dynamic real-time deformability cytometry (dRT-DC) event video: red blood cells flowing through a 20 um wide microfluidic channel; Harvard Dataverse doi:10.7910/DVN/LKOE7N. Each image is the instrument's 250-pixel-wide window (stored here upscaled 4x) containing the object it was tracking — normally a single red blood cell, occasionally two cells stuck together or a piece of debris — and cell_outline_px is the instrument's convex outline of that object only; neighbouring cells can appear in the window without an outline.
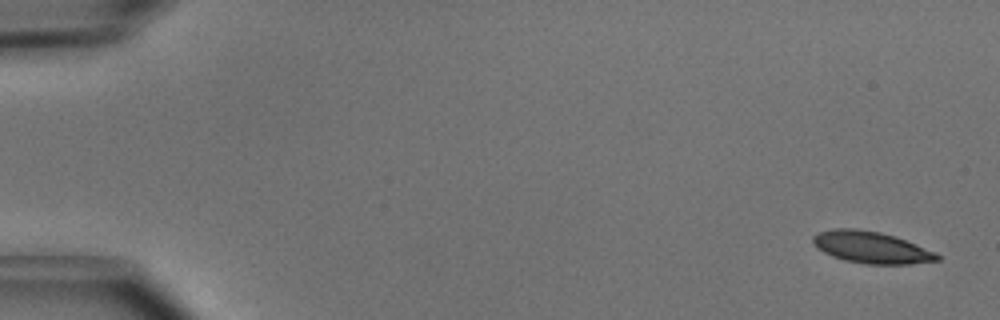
{"species": "common noctule bat (a hibernating species)", "species_latin": "Nyctalus noctula", "temperature_condition": "cold", "stored_images_in_passage": 5, "camera_frame_rate_fps": 3000, "um_per_image_px": 0.085, "animal": {"sex": "male", "body_mass_g": 15.6}, "frame": {"image": 1, "passage_image": 1, "time_ms": 0.0, "image_size_px": [1000, 320], "cell_outline_px": [[940, 260], [912, 264], [864, 264], [844, 260], [832, 256], [816, 248], [812, 244], [812, 236], [820, 232], [832, 228], [856, 228], [880, 232], [896, 236], [936, 252], [940, 256]], "centroid_in_image_um": [74.04, 21.02], "position_along_channel_um": 11.0, "area_um2": 23.24}}
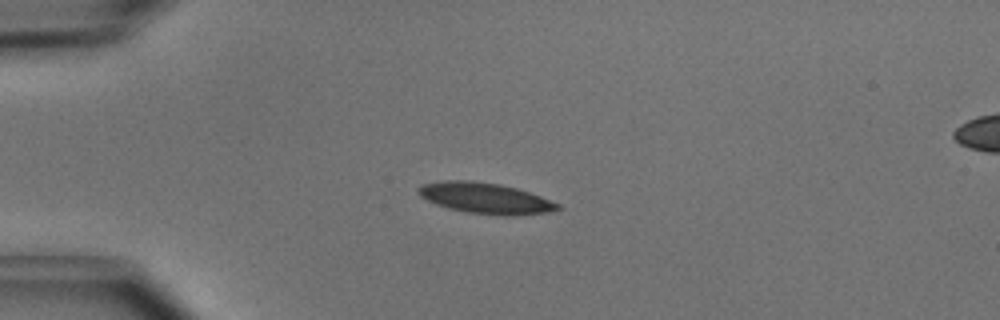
{"frame": {"image": 2, "passage_image": 4, "time_ms": 1.0, "image_size_px": [1000, 320], "cell_outline_px": [[564, 208], [544, 212], [512, 216], [504, 216], [468, 212], [448, 208], [436, 204], [420, 196], [416, 192], [416, 188], [424, 184], [444, 180], [472, 180], [500, 184], [516, 188], [540, 196], [560, 204]], "centroid_in_image_um": [41.23, 16.84], "position_along_channel_um": 43.8, "area_um2": 24.97}}